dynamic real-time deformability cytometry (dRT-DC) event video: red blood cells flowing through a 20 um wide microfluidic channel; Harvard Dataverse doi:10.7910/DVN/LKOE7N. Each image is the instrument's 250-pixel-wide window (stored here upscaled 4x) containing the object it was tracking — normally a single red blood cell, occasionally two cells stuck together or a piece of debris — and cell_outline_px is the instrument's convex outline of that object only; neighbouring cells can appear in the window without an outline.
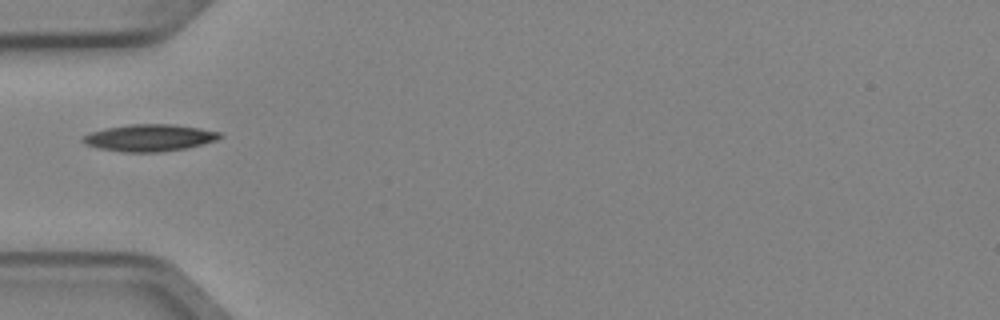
{"species": "Egyptian fruit bat (a non-hibernating species)", "species_latin": "Rousettus aegyptiacus", "temperature_condition": "cold", "stored_images_in_passage": 1, "camera_frame_rate_fps": 3000, "um_per_image_px": 0.085, "animal": {"sex": "female"}, "frame": {"image": 1, "passage_image": 1, "time_ms": 0.0, "image_size_px": [1000, 320], "cell_outline_px": [[224, 136], [216, 140], [204, 144], [188, 148], [160, 152], [124, 152], [100, 148], [84, 144], [80, 140], [84, 136], [92, 132], [104, 128], [128, 124], [172, 124], [200, 128], [220, 132]], "centroid_in_image_um": [12.73, 11.71], "position_along_channel_um": 72.3, "area_um2": 21.62}}